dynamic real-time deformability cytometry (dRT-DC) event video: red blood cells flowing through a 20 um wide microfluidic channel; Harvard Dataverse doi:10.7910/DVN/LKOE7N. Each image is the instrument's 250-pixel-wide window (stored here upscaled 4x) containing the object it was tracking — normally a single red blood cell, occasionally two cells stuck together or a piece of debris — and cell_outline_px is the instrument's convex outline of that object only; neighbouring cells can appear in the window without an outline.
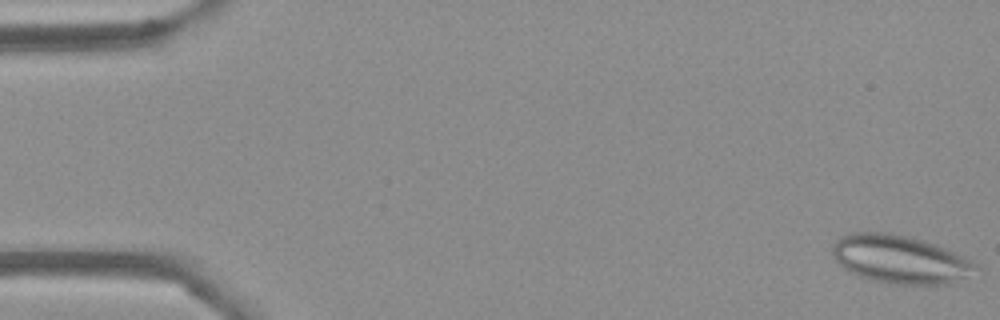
{"species": "Egyptian fruit bat (a non-hibernating species)", "species_latin": "Rousettus aegyptiacus", "temperature_condition": "cold", "stored_images_in_passage": 54, "camera_frame_rate_fps": 3000, "um_per_image_px": 0.085, "frame": {"image": 1, "passage_image": 1, "time_ms": 0.0, "image_size_px": [1000, 320], "cell_outline_px": [[984, 272], [936, 288], [892, 284], [860, 276], [844, 268], [832, 256], [832, 244], [840, 236], [852, 232], [888, 232], [912, 236], [936, 244], [964, 256], [972, 260]], "centroid_in_image_um": [76.62, 22.07], "position_along_channel_um": 8.4, "area_um2": 41.67}}
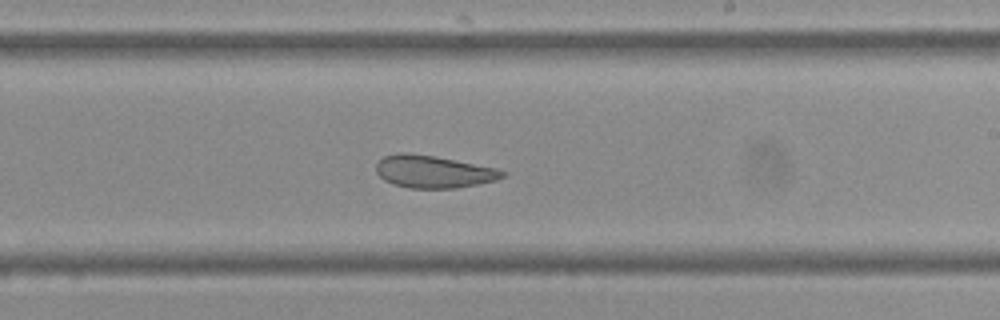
{"frame": {"image": 2, "passage_image": 32, "time_ms": 10.333, "image_size_px": [1000, 320], "cell_outline_px": [[504, 176], [496, 180], [456, 188], [408, 188], [392, 184], [384, 180], [376, 172], [376, 164], [384, 156], [396, 152], [408, 152], [436, 156], [496, 168], [504, 172]], "centroid_in_image_um": [36.78, 14.58], "position_along_channel_um": 252.2, "area_um2": 23.87}}
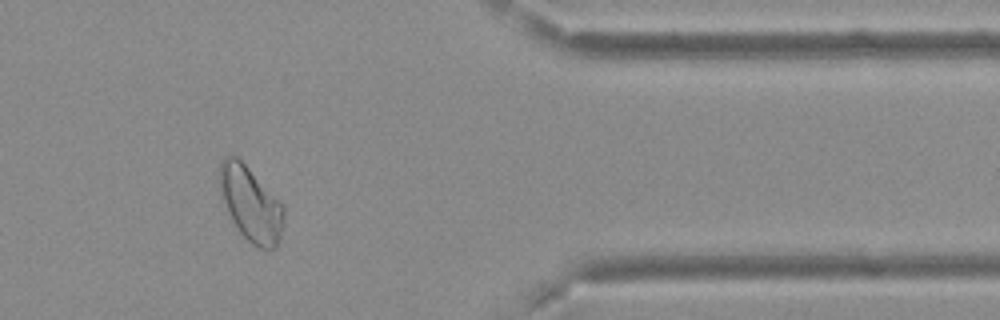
{"frame": {"image": 3, "passage_image": 45, "time_ms": 14.667, "image_size_px": [1000, 320], "cell_outline_px": [[284, 216], [280, 236], [276, 248], [256, 248], [240, 232], [232, 220], [220, 196], [220, 160], [224, 156], [236, 156], [284, 204]], "centroid_in_image_um": [21.31, 17.33], "position_along_channel_um": 390.1, "area_um2": 27.69}, "authors_computed_cell_mechanics": {"area_um2": 29.0445, "velocity_mm_per_s": 3.7017, "shape_relaxation_time_tau1_ms": null, "shape_relaxation_time_tau2_ms": 1.7576, "deformation_change_tau1": null, "deformation_change_tau2": 0.0784}}